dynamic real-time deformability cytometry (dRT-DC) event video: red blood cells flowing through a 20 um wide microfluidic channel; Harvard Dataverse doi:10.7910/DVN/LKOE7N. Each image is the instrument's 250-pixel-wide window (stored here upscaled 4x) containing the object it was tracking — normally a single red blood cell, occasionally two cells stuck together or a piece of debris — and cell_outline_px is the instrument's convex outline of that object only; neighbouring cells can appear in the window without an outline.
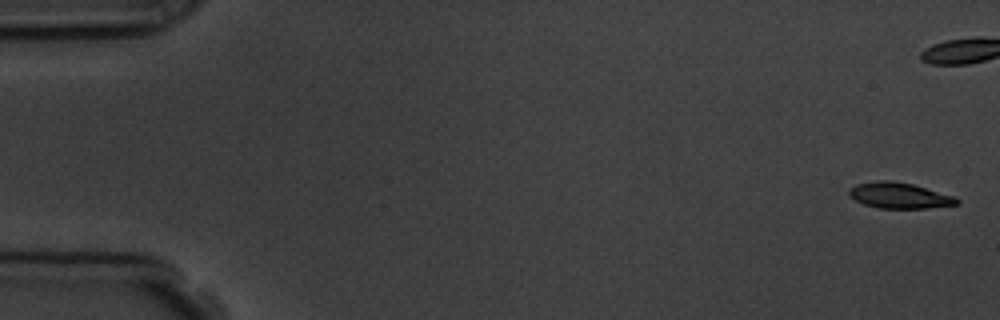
{"species": "common noctule bat (a hibernating species)", "species_latin": "Nyctalus noctula", "temperature_condition": "room temperature", "stored_images_in_passage": 6, "camera_frame_rate_fps": 3000, "um_per_image_px": 0.085, "animal": {"sex": "male", "body_mass_g": 19.5, "forearm_length_mm": 54.6}, "frame": {"image": 1, "passage_image": 1, "time_ms": 0.0, "image_size_px": [1000, 320], "cell_outline_px": [[960, 204], [928, 208], [880, 208], [864, 204], [848, 196], [848, 188], [856, 184], [876, 180], [892, 180], [912, 184], [956, 196], [960, 200]], "centroid_in_image_um": [76.45, 16.61], "position_along_channel_um": 8.5, "area_um2": 16.42}}